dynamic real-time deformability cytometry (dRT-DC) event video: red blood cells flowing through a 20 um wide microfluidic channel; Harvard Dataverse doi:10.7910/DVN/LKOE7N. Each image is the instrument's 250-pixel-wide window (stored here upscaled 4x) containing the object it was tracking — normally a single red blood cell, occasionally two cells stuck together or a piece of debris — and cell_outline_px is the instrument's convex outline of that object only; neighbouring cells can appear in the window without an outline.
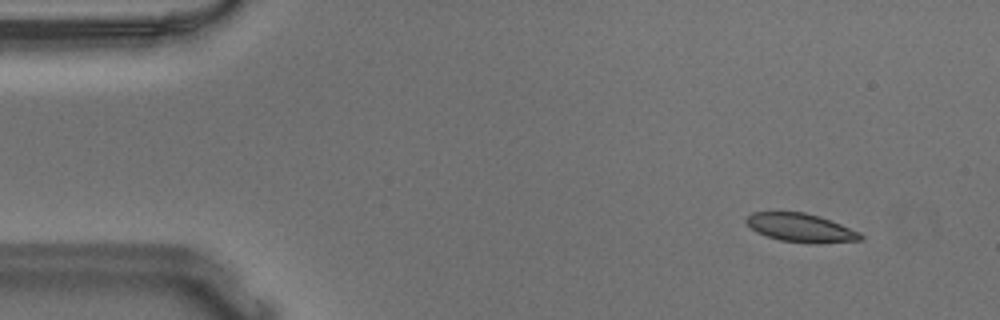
{"species": "Egyptian fruit bat (a non-hibernating species)", "species_latin": "Rousettus aegyptiacus", "temperature_condition": "warm", "stored_images_in_passage": 55, "camera_frame_rate_fps": 3000, "um_per_image_px": 0.085, "animal": {"sex": "male"}, "frame": {"image": 1, "passage_image": 5, "time_ms": 1.333, "image_size_px": [1000, 320], "cell_outline_px": [[864, 236], [860, 240], [812, 244], [780, 240], [756, 232], [744, 220], [752, 212], [804, 212], [820, 216], [860, 232]], "centroid_in_image_um": [68.07, 19.36], "position_along_channel_um": 16.9, "area_um2": 18.9}}
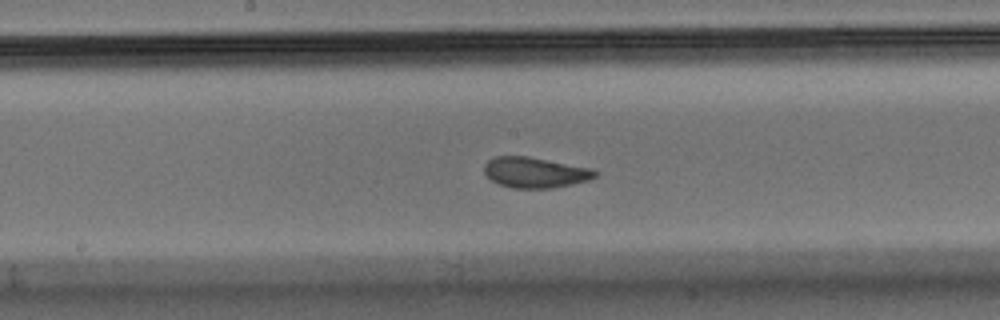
{"frame": {"image": 2, "passage_image": 28, "time_ms": 9.0, "image_size_px": [1000, 320], "cell_outline_px": [[600, 172], [596, 176], [588, 180], [572, 184], [552, 188], [512, 188], [500, 184], [492, 180], [484, 172], [484, 164], [488, 160], [496, 156], [528, 156], [592, 168]], "centroid_in_image_um": [45.5, 14.65], "position_along_channel_um": 202.7, "area_um2": 19.77}}
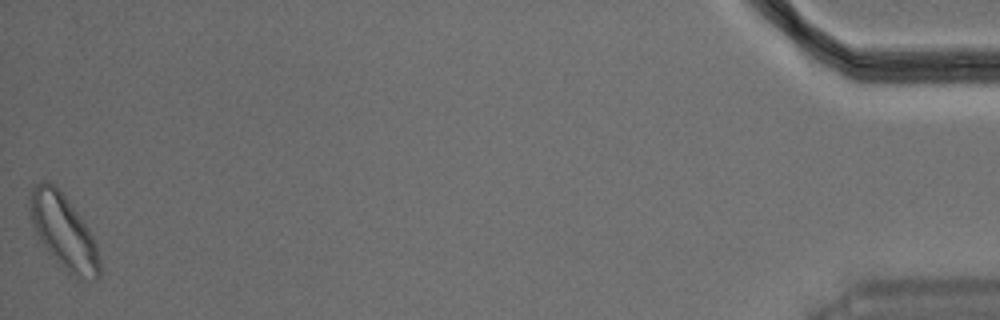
{"frame": {"image": 3, "passage_image": 55, "time_ms": 18.0, "image_size_px": [1000, 320], "cell_outline_px": [[100, 276], [96, 280], [80, 280], [68, 272], [48, 252], [36, 232], [32, 224], [28, 208], [28, 196], [32, 188], [40, 180], [44, 180], [52, 184], [68, 200], [88, 228], [96, 244], [100, 260]], "centroid_in_image_um": [5.39, 19.71], "position_along_channel_um": 429.8, "area_um2": 30.06}, "authors_computed_cell_mechanics": {"area_um2": 19.8832, "velocity_mm_per_s": 3.6116, "shape_relaxation_time_tau1_ms": 2.358, "shape_relaxation_time_tau2_ms": 0.5703, "deformation_change_tau1": 0.1132, "deformation_change_tau2": 0.0642}}